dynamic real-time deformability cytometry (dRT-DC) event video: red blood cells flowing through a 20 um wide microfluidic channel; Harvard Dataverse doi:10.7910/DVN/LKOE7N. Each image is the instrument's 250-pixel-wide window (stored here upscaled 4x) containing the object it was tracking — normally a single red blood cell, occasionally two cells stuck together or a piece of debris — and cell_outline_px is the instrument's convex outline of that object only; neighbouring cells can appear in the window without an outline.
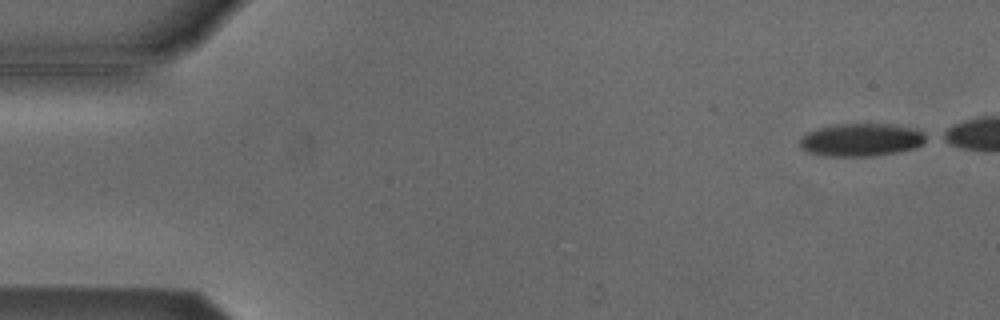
{"species": "Egyptian fruit bat (a non-hibernating species)", "species_latin": "Rousettus aegyptiacus", "temperature_condition": "cold", "stored_images_in_passage": 44, "camera_frame_rate_fps": 3000, "um_per_image_px": 0.085, "animal": {"sex": "male"}, "frame": {"image": 1, "passage_image": 1, "time_ms": 0.0, "image_size_px": [1000, 320], "cell_outline_px": [[928, 140], [916, 148], [896, 152], [872, 156], [824, 156], [808, 152], [800, 148], [800, 140], [808, 132], [816, 128], [836, 124], [892, 124], [912, 128], [928, 136]], "centroid_in_image_um": [73.2, 11.89], "position_along_channel_um": 11.8, "area_um2": 24.22}}
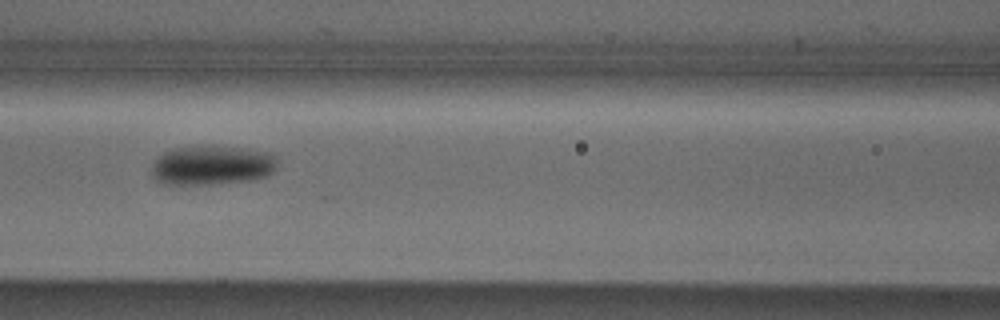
{"frame": {"image": 2, "passage_image": 21, "time_ms": 6.667, "image_size_px": [1000, 320], "cell_outline_px": [[276, 168], [272, 172], [264, 176], [248, 180], [220, 184], [164, 184], [156, 180], [152, 176], [152, 164], [156, 156], [172, 148], [212, 144], [268, 152], [276, 156]], "centroid_in_image_um": [17.97, 14.02], "position_along_channel_um": 148.6, "area_um2": 29.3}}
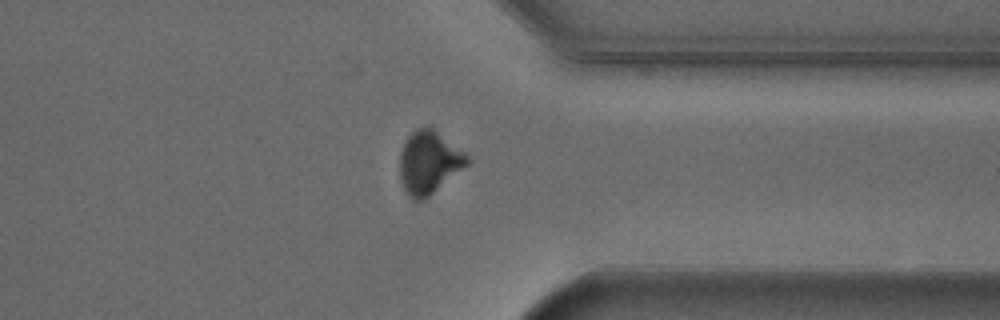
{"frame": {"image": 3, "passage_image": 39, "time_ms": 12.667, "image_size_px": [1000, 320], "cell_outline_px": [[472, 160], [468, 164], [424, 200], [412, 200], [408, 196], [400, 180], [400, 152], [404, 140], [416, 128], [428, 124], [464, 152]], "centroid_in_image_um": [36.44, 13.78], "position_along_channel_um": 375.0, "area_um2": 24.8}, "authors_computed_cell_mechanics": {"area_um2": 26.6458, "velocity_mm_per_s": 3.8526, "shape_relaxation_time_tau1_ms": 1.9908, "shape_relaxation_time_tau2_ms": null, "deformation_change_tau1": 0.102, "deformation_change_tau2": null}}